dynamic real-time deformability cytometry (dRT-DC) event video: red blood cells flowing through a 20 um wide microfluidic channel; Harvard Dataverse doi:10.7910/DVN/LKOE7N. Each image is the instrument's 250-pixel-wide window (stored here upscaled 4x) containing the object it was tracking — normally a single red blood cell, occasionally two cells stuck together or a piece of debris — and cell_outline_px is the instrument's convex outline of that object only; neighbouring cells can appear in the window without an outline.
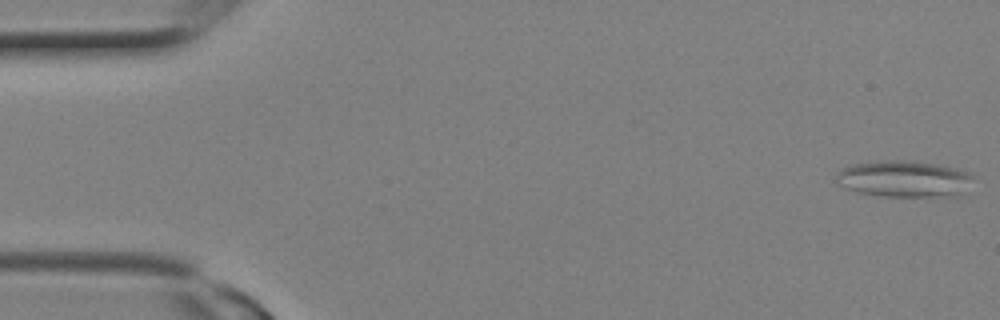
{"species": "Egyptian fruit bat (a non-hibernating species)", "species_latin": "Rousettus aegyptiacus", "temperature_condition": "room temperature", "stored_images_in_passage": 9, "camera_frame_rate_fps": 3000, "um_per_image_px": 0.085, "animal": {"sex": "female"}, "frame": {"image": 1, "passage_image": 1, "time_ms": 0.0, "image_size_px": [1000, 320], "cell_outline_px": [[976, 176], [964, 196], [880, 196], [860, 192], [844, 188], [836, 180], [836, 176], [840, 168], [848, 164], [880, 160], [916, 160], [956, 168], [968, 172]], "centroid_in_image_um": [76.9, 15.19], "position_along_channel_um": 8.1, "area_um2": 29.88}}
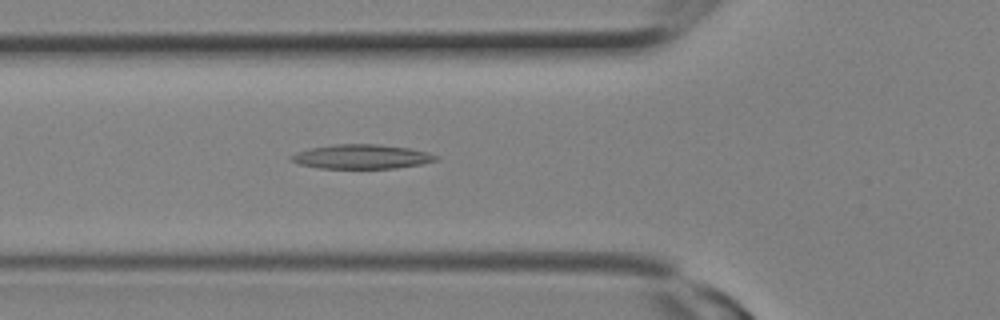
{"frame": {"image": 2, "passage_image": 9, "time_ms": 2.667, "image_size_px": [1000, 320], "cell_outline_px": [[440, 156], [436, 160], [424, 164], [396, 168], [320, 168], [300, 164], [288, 160], [288, 156], [296, 152], [308, 148], [336, 144], [376, 144], [408, 148], [428, 152]], "centroid_in_image_um": [30.72, 13.31], "position_along_channel_um": 95.1, "area_um2": 20.63}}